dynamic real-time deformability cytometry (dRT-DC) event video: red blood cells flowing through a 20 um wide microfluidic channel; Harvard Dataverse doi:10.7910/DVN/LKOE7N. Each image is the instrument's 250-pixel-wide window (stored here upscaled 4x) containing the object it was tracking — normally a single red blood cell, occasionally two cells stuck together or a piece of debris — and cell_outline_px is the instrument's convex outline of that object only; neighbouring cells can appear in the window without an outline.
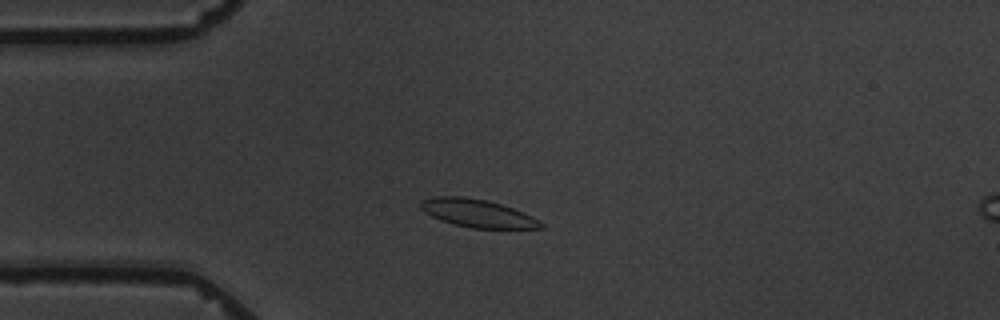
{"species": "common noctule bat (a hibernating species)", "species_latin": "Nyctalus noctula", "temperature_condition": "warm", "stored_images_in_passage": 5, "camera_frame_rate_fps": 3000, "um_per_image_px": 0.085, "animal": {"sex": "male", "body_mass_g": 19.5, "forearm_length_mm": 54.6}, "frame": {"image": 1, "passage_image": 3, "time_ms": 2.333, "image_size_px": [1000, 320], "cell_outline_px": [[544, 228], [472, 228], [440, 220], [424, 212], [420, 208], [420, 200], [432, 196], [460, 196], [488, 200], [512, 208], [544, 224]], "centroid_in_image_um": [40.49, 18.11], "position_along_channel_um": 44.5, "area_um2": 19.25}}
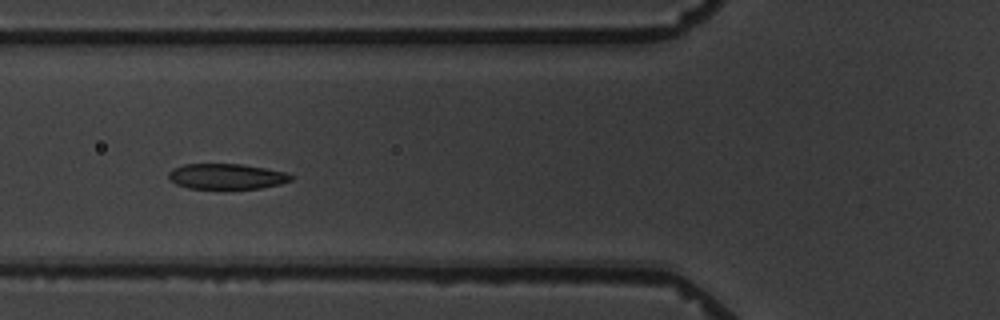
{"frame": {"image": 2, "passage_image": 5, "time_ms": 4.667, "image_size_px": [1000, 320], "cell_outline_px": [[296, 176], [292, 180], [280, 184], [260, 188], [188, 188], [176, 184], [168, 180], [168, 172], [172, 168], [184, 164], [244, 164], [284, 172]], "centroid_in_image_um": [19.24, 14.99], "position_along_channel_um": 106.6, "area_um2": 18.21}}